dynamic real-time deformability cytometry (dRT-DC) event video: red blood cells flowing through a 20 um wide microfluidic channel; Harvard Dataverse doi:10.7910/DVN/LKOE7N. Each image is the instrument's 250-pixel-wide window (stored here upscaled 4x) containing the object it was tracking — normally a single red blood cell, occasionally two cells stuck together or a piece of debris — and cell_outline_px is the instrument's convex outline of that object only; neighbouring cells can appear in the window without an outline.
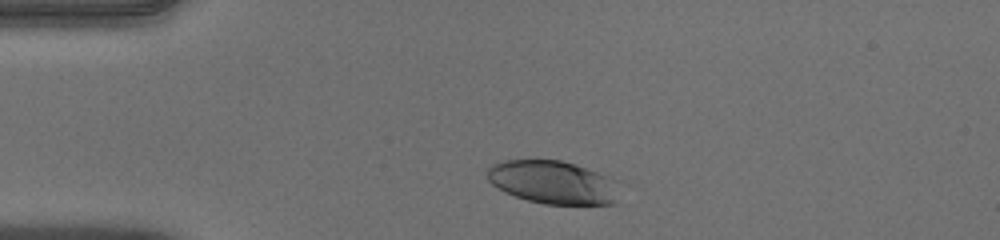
{"species": "human", "species_latin": "Homo sapiens", "temperature_condition": "warm", "stored_images_in_passage": 37, "camera_frame_rate_fps": 3000, "um_per_image_px": 0.085, "donor": {"sex": "male"}, "frame": {"image": 1, "passage_image": 4, "time_ms": 1.0, "image_size_px": [1000, 240], "cell_outline_px": [[616, 204], [544, 204], [528, 200], [504, 192], [492, 184], [488, 180], [488, 168], [492, 164], [504, 160], [560, 160], [576, 164], [596, 172], [604, 176], [616, 200]], "centroid_in_image_um": [46.83, 15.49], "position_along_channel_um": 38.2, "area_um2": 32.08}}
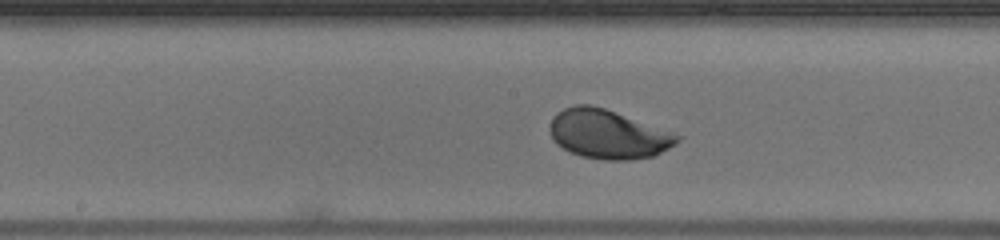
{"frame": {"image": 2, "passage_image": 19, "time_ms": 6.0, "image_size_px": [1000, 240], "cell_outline_px": [[684, 136], [680, 140], [668, 148], [652, 156], [632, 160], [604, 160], [580, 156], [556, 144], [552, 140], [548, 128], [556, 112], [564, 108], [576, 104], [592, 104], [604, 108]], "centroid_in_image_um": [51.65, 11.4], "position_along_channel_um": 196.5, "area_um2": 36.41}}
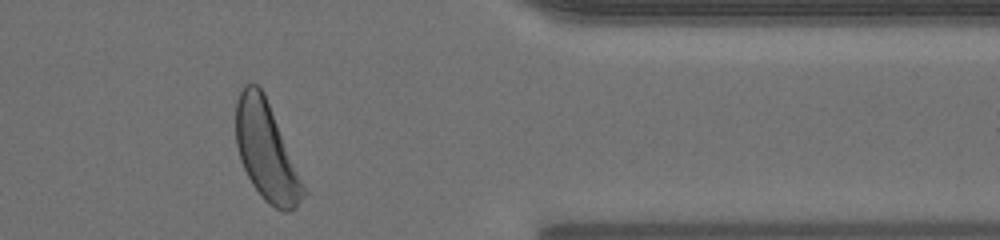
{"frame": {"image": 3, "passage_image": 35, "time_ms": 11.333, "image_size_px": [1000, 240], "cell_outline_px": [[308, 192], [288, 212], [284, 212], [268, 204], [264, 200], [252, 184], [240, 160], [236, 144], [236, 100], [244, 84], [256, 84], [264, 92]], "centroid_in_image_um": [22.63, 12.86], "position_along_channel_um": 388.8, "area_um2": 38.32}, "authors_computed_cell_mechanics": {"area_um2": 35.9516, "velocity_mm_per_s": 3.9341, "shape_relaxation_time_tau1_ms": 2.2772, "shape_relaxation_time_tau2_ms": null, "deformation_change_tau1": 0.152, "deformation_change_tau2": null}}